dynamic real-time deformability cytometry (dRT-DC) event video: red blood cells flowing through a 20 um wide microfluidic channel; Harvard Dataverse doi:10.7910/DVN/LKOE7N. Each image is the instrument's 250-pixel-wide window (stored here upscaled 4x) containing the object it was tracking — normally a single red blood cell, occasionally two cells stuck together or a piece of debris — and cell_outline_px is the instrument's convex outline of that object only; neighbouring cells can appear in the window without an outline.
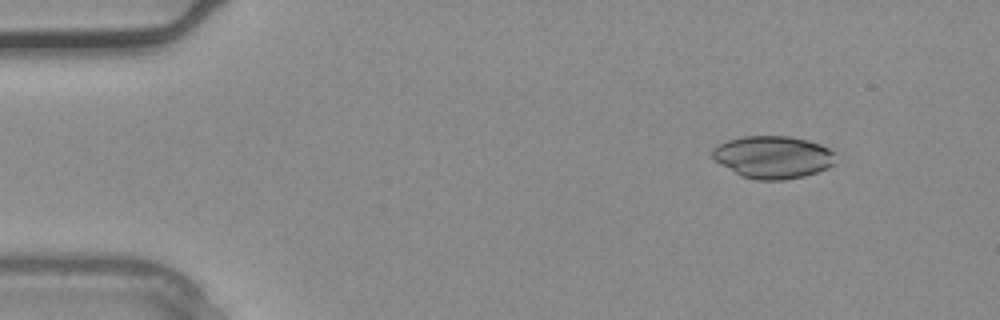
{"species": "common noctule bat (a hibernating species)", "species_latin": "Nyctalus noctula", "temperature_condition": "warm", "stored_images_in_passage": 4, "camera_frame_rate_fps": 3000, "um_per_image_px": 0.085, "animal": {"sex": "male", "body_mass_g": 20.4}, "frame": {"image": 1, "passage_image": 2, "time_ms": 0.333, "image_size_px": [1000, 320], "cell_outline_px": [[836, 152], [832, 164], [828, 168], [804, 176], [784, 180], [756, 180], [740, 176], [720, 164], [712, 156], [712, 148], [728, 140], [744, 136], [788, 136], [808, 140], [820, 144]], "centroid_in_image_um": [65.7, 13.36], "position_along_channel_um": 19.3, "area_um2": 30.52}}